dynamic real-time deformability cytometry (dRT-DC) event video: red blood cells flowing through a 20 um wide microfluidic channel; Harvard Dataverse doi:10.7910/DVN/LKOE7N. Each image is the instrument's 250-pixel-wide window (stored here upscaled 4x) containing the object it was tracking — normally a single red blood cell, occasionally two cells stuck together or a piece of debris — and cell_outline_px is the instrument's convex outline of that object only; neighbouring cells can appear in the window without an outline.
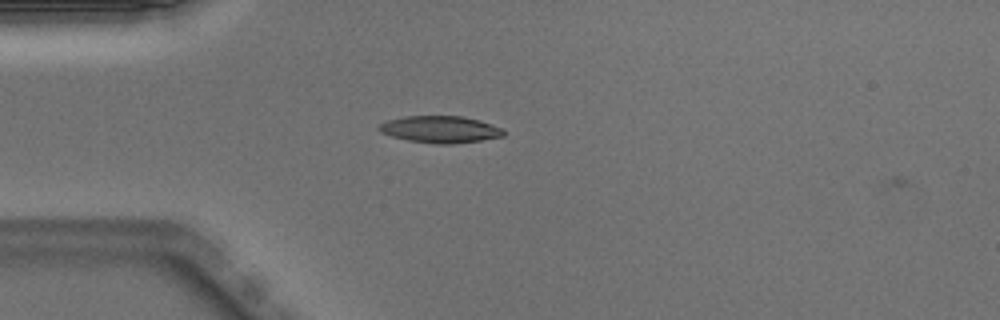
{"species": "Egyptian fruit bat (a non-hibernating species)", "species_latin": "Rousettus aegyptiacus", "temperature_condition": "warm", "stored_images_in_passage": 2, "camera_frame_rate_fps": 3000, "um_per_image_px": 0.085, "animal": {"sex": "male"}, "frame": {"image": 1, "passage_image": 1, "time_ms": 0.0, "image_size_px": [1000, 320], "cell_outline_px": [[504, 136], [480, 140], [452, 144], [436, 144], [408, 140], [392, 136], [380, 132], [376, 128], [380, 124], [388, 120], [404, 116], [464, 116], [480, 120], [504, 128]], "centroid_in_image_um": [37.43, 10.99], "position_along_channel_um": 47.6, "area_um2": 19.59}}